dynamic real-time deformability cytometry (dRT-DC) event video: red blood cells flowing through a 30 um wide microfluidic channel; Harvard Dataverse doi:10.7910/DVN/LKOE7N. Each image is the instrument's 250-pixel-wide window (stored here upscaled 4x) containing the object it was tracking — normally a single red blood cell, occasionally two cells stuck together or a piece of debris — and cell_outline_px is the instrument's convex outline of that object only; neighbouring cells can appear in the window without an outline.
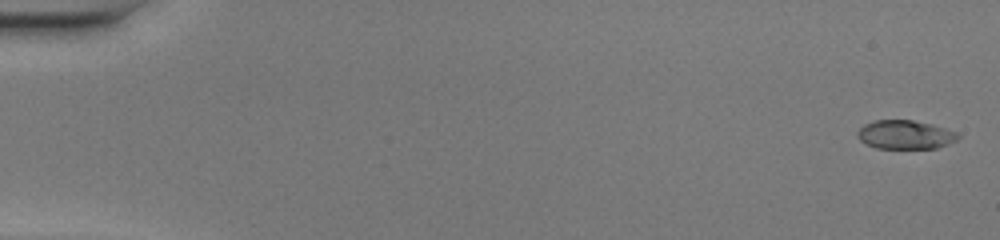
{"species": "common noctule bat (a hibernating species)", "species_latin": "Nyctalus noctula", "temperature_condition": "warm", "stored_images_in_passage": 51, "camera_frame_rate_fps": 3000, "um_per_image_px": 0.085, "animal": {"sex": "female", "body_mass_g": 20.0, "forearm_length_mm": 54.0}, "frame": {"image": 1, "passage_image": 2, "time_ms": 0.333, "image_size_px": [1000, 240], "cell_outline_px": [[960, 136], [956, 140], [948, 144], [936, 148], [876, 148], [860, 140], [856, 136], [856, 132], [864, 124], [876, 120], [912, 120], [932, 124], [956, 132]], "centroid_in_image_um": [76.92, 11.44], "position_along_channel_um": 8.1, "area_um2": 16.76}}
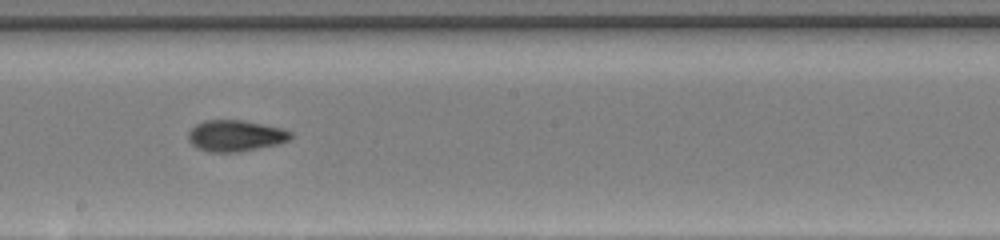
{"frame": {"image": 2, "passage_image": 30, "time_ms": 9.667, "image_size_px": [1000, 240], "cell_outline_px": [[292, 136], [288, 140], [276, 144], [236, 152], [208, 152], [196, 148], [188, 140], [188, 132], [196, 124], [204, 120], [240, 120], [284, 128], [292, 132]], "centroid_in_image_um": [19.98, 11.53], "position_along_channel_um": 228.2, "area_um2": 18.55}}
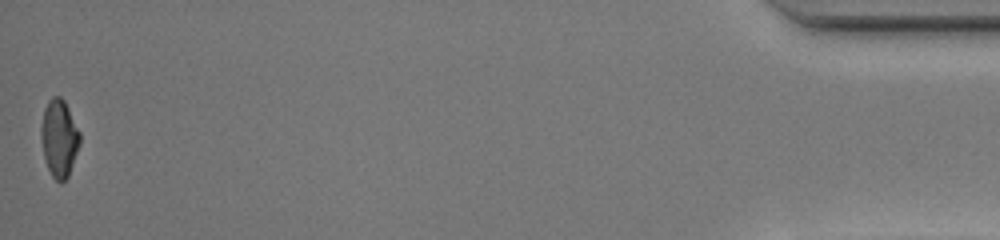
{"frame": {"image": 3, "passage_image": 51, "time_ms": 16.667, "image_size_px": [1000, 240], "cell_outline_px": [[80, 144], [68, 176], [60, 184], [52, 176], [48, 168], [44, 156], [40, 136], [40, 128], [44, 108], [48, 100], [52, 96], [60, 96], [64, 100], [80, 132]], "centroid_in_image_um": [5.02, 11.73], "position_along_channel_um": 430.2, "area_um2": 17.51}, "authors_computed_cell_mechanics": {"area_um2": 17.6868, "velocity_mm_per_s": 4.1736, "shape_relaxation_time_tau1_ms": null, "shape_relaxation_time_tau2_ms": 1.4472, "deformation_change_tau1": null, "deformation_change_tau2": 0.071}}